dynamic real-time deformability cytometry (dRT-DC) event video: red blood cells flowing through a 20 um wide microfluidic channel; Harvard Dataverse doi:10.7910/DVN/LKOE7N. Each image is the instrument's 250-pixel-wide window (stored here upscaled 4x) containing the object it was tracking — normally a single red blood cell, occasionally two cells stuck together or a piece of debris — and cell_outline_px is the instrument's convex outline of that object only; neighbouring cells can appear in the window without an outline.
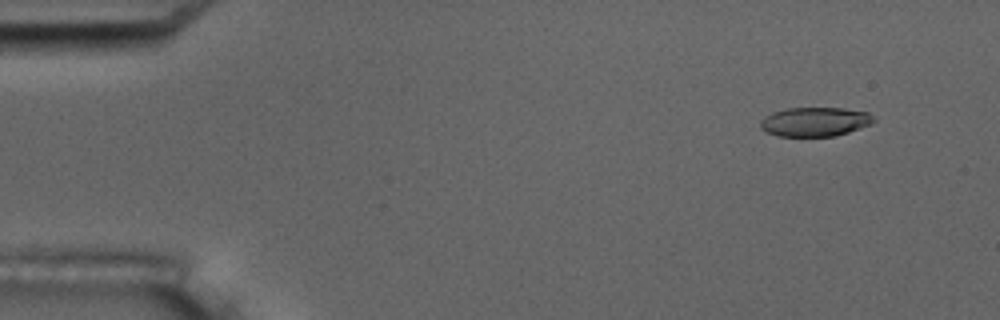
{"species": "common noctule bat (a hibernating species)", "species_latin": "Nyctalus noctula", "temperature_condition": "room temperature", "stored_images_in_passage": 6, "camera_frame_rate_fps": 3000, "um_per_image_px": 0.085, "animal": {"sex": "male", "body_mass_g": 17.5, "forearm_length_mm": 52.3}, "frame": {"image": 1, "passage_image": 2, "time_ms": 0.333, "image_size_px": [1000, 320], "cell_outline_px": [[876, 120], [872, 124], [836, 136], [776, 136], [764, 132], [760, 128], [760, 120], [764, 116], [772, 112], [788, 108], [844, 108], [868, 112]], "centroid_in_image_um": [69.24, 10.35], "position_along_channel_um": 15.8, "area_um2": 19.48}}
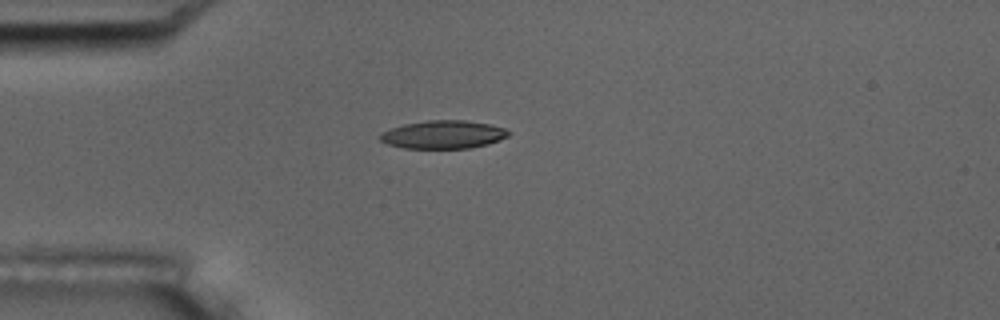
{"frame": {"image": 2, "passage_image": 4, "time_ms": 1.0, "image_size_px": [1000, 320], "cell_outline_px": [[512, 132], [508, 136], [500, 140], [488, 144], [468, 148], [404, 148], [388, 144], [380, 140], [380, 132], [404, 124], [428, 120], [468, 120], [492, 124], [504, 128]], "centroid_in_image_um": [37.72, 11.43], "position_along_channel_um": 47.3, "area_um2": 21.15}}